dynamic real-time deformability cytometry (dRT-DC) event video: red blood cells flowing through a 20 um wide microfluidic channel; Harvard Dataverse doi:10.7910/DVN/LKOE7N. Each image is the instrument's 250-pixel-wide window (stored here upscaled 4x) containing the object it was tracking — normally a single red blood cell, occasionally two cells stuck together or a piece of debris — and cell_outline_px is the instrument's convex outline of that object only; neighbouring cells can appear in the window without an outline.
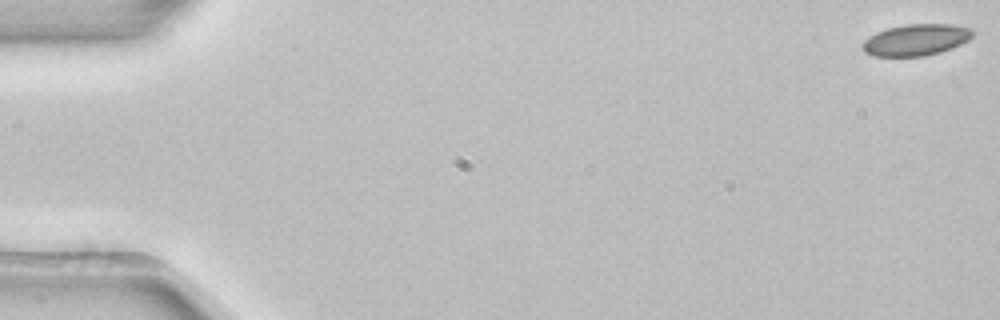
{"species": "common noctule bat (a hibernating species)", "species_latin": "Nyctalus noctula", "temperature_condition": "room temperature", "stored_images_in_passage": 4, "camera_frame_rate_fps": 3000, "um_per_image_px": 0.085, "animal": {"sex": "female", "body_mass_g": 22.7, "forearm_length_mm": 54.2}, "frame": {"image": 1, "passage_image": 1, "time_ms": 0.0, "image_size_px": [1000, 320], "cell_outline_px": [[972, 36], [968, 40], [952, 48], [940, 52], [924, 56], [872, 56], [864, 52], [860, 44], [868, 36], [876, 32], [888, 28], [904, 24], [952, 24], [972, 28]], "centroid_in_image_um": [77.82, 3.38], "position_along_channel_um": 7.2, "area_um2": 20.35}}
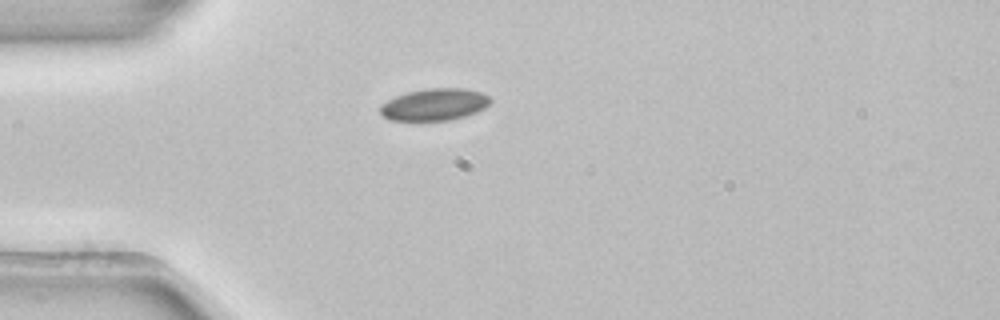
{"frame": {"image": 2, "passage_image": 4, "time_ms": 1.0, "image_size_px": [1000, 320], "cell_outline_px": [[492, 100], [484, 108], [476, 112], [464, 116], [448, 120], [388, 120], [380, 112], [380, 104], [396, 96], [408, 92], [428, 88], [464, 88], [480, 92], [488, 96]], "centroid_in_image_um": [36.92, 8.88], "position_along_channel_um": 48.1, "area_um2": 20.35}}